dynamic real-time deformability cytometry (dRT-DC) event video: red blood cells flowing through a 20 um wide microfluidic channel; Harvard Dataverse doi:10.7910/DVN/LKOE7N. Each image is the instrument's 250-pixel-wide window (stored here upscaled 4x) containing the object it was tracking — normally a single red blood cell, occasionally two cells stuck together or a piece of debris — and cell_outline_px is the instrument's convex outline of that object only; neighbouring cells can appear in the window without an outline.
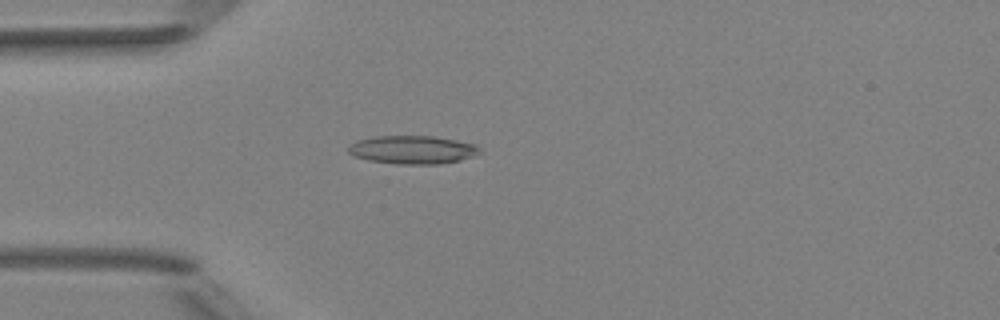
{"species": "Egyptian fruit bat (a non-hibernating species)", "species_latin": "Rousettus aegyptiacus", "temperature_condition": "room temperature", "stored_images_in_passage": 3, "camera_frame_rate_fps": 3000, "um_per_image_px": 0.085, "animal": {"sex": "female"}, "frame": {"image": 1, "passage_image": 3, "time_ms": 3.0, "image_size_px": [1000, 320], "cell_outline_px": [[480, 152], [472, 156], [460, 160], [440, 164], [396, 164], [368, 160], [352, 156], [348, 152], [348, 148], [356, 140], [376, 136], [432, 136], [456, 140], [476, 144], [480, 148]], "centroid_in_image_um": [35.05, 12.73], "position_along_channel_um": 50.0, "area_um2": 21.68}}